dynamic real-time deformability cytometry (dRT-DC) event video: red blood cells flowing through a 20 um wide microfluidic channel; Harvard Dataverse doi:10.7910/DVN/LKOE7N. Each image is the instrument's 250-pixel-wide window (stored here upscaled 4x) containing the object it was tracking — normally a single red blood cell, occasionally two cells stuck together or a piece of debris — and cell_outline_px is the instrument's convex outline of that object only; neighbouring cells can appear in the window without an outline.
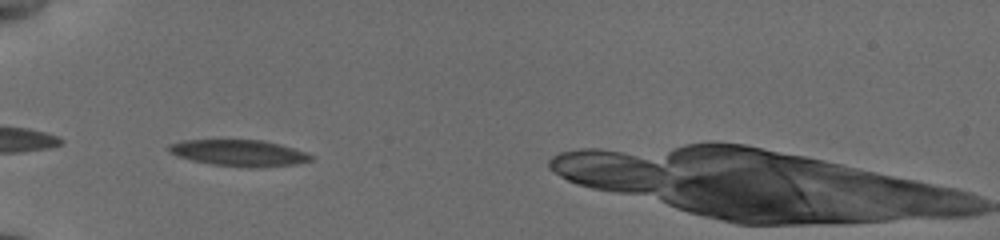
{"species": "common noctule bat (a hibernating species)", "species_latin": "Nyctalus noctula", "temperature_condition": "cold", "stored_images_in_passage": 34, "camera_frame_rate_fps": 3000, "um_per_image_px": 0.085, "animal": {"sex": "female", "body_mass_g": 19.5, "forearm_length_mm": 54.1}, "frame": {"image": 1, "passage_image": 1, "time_ms": 0.0, "image_size_px": [1000, 240], "cell_outline_px": [[312, 160], [296, 164], [264, 168], [244, 168], [212, 164], [192, 160], [168, 152], [168, 144], [184, 140], [260, 140], [280, 144], [304, 152], [312, 156]], "centroid_in_image_um": [20.32, 13.02], "position_along_channel_um": 64.7, "area_um2": 21.85}}
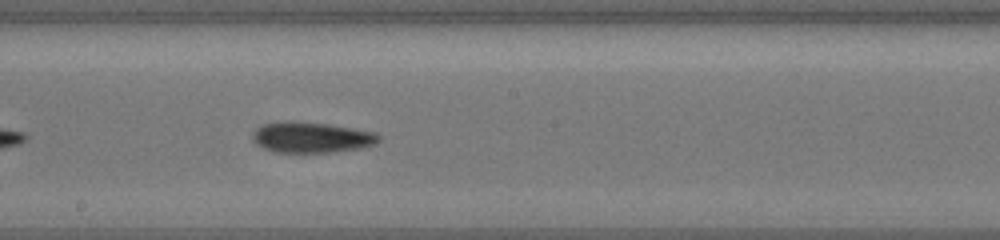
{"frame": {"image": 2, "passage_image": 14, "time_ms": 4.333, "image_size_px": [1000, 240], "cell_outline_px": [[380, 140], [376, 144], [364, 148], [328, 152], [272, 152], [256, 144], [252, 140], [252, 132], [260, 124], [284, 120], [292, 120], [324, 124], [376, 132], [380, 136]], "centroid_in_image_um": [26.43, 11.67], "position_along_channel_um": 221.8, "area_um2": 22.83}}
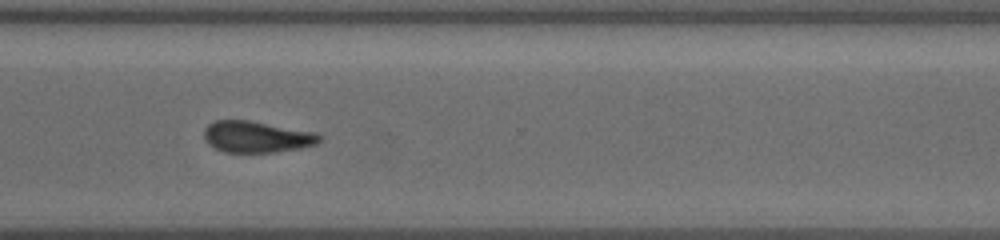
{"frame": {"image": 3, "passage_image": 24, "time_ms": 7.667, "image_size_px": [1000, 240], "cell_outline_px": [[324, 136], [316, 144], [300, 148], [272, 152], [224, 152], [208, 144], [204, 140], [204, 128], [208, 124], [216, 120], [248, 120], [316, 132]], "centroid_in_image_um": [21.81, 11.62], "position_along_channel_um": 348.8, "area_um2": 21.15}}